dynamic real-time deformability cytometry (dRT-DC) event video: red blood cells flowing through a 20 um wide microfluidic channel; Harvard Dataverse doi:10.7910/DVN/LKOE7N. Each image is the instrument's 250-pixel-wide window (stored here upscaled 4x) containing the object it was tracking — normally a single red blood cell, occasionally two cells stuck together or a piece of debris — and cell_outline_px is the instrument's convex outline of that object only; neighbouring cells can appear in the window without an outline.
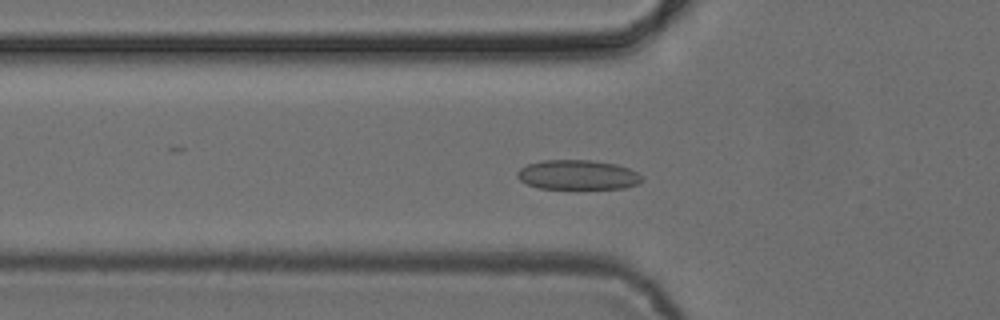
{"species": "common noctule bat (a hibernating species)", "species_latin": "Nyctalus noctula", "temperature_condition": "cold", "stored_images_in_passage": 54, "camera_frame_rate_fps": 3000, "um_per_image_px": 0.085, "animal": {"sex": "female", "body_mass_g": 24.6, "forearm_length_mm": 56.2}, "frame": {"image": 1, "passage_image": 19, "time_ms": 6.0, "image_size_px": [1000, 320], "cell_outline_px": [[644, 180], [636, 184], [624, 188], [540, 188], [528, 184], [520, 180], [516, 176], [516, 172], [520, 168], [528, 164], [540, 160], [592, 160], [616, 164], [628, 168], [636, 172]], "centroid_in_image_um": [49.08, 14.85], "position_along_channel_um": 76.7, "area_um2": 21.39}}
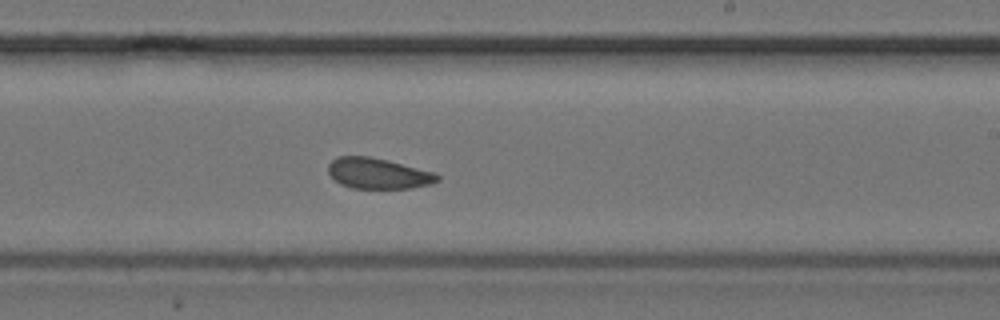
{"frame": {"image": 2, "passage_image": 33, "time_ms": 10.667, "image_size_px": [1000, 320], "cell_outline_px": [[440, 180], [432, 184], [412, 188], [352, 188], [340, 184], [328, 172], [328, 164], [336, 156], [368, 156], [388, 160], [436, 172], [440, 176]], "centroid_in_image_um": [32.18, 14.74], "position_along_channel_um": 256.8, "area_um2": 19.71}}
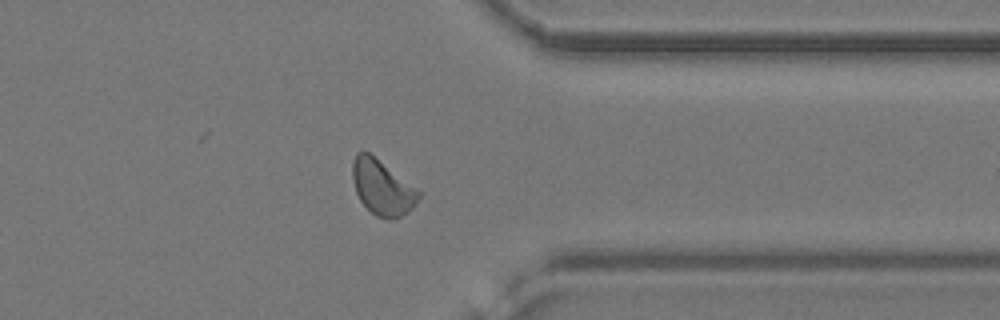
{"frame": {"image": 3, "passage_image": 43, "time_ms": 14.0, "image_size_px": [1000, 320], "cell_outline_px": [[420, 196], [416, 204], [412, 208], [400, 216], [388, 220], [376, 216], [360, 200], [356, 192], [352, 180], [352, 164], [356, 152], [368, 152], [420, 192]], "centroid_in_image_um": [32.45, 15.95], "position_along_channel_um": 378.9, "area_um2": 20.63}, "authors_computed_cell_mechanics": {"area_um2": 20.6057, "velocity_mm_per_s": 3.8526, "shape_relaxation_time_tau1_ms": 7.3224, "shape_relaxation_time_tau2_ms": 1.6942, "deformation_change_tau1": 0.0983, "deformation_change_tau2": 0.0578}}